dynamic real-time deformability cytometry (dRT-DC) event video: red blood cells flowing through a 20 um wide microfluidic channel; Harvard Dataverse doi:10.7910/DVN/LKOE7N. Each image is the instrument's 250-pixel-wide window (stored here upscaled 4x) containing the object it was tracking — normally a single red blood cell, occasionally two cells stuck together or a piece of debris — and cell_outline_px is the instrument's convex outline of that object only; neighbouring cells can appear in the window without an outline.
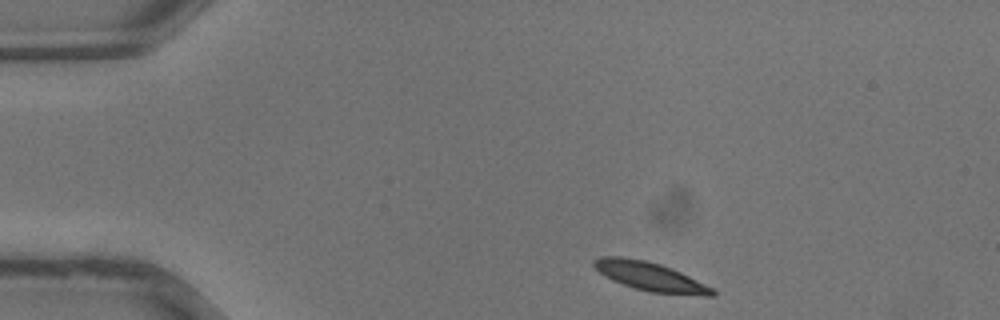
{"species": "common noctule bat (a hibernating species)", "species_latin": "Nyctalus noctula", "temperature_condition": "warm", "stored_images_in_passage": 31, "camera_frame_rate_fps": 3000, "um_per_image_px": 0.085, "animal": {"sex": "male", "body_mass_g": 13.3}, "frame": {"image": 1, "passage_image": 1, "time_ms": 0.0, "image_size_px": [1000, 320], "cell_outline_px": [[716, 292], [712, 296], [704, 296], [648, 292], [612, 280], [604, 276], [592, 264], [592, 260], [600, 256], [620, 256], [644, 260], [660, 264], [672, 268], [712, 288]], "centroid_in_image_um": [55.23, 23.5], "position_along_channel_um": 29.8, "area_um2": 19.71}}
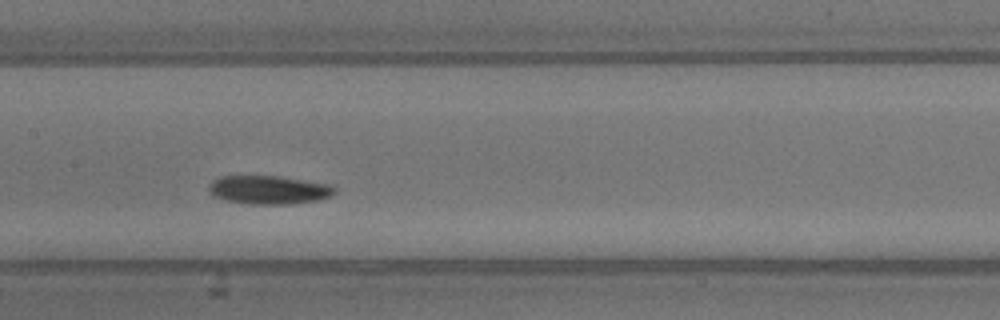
{"frame": {"image": 2, "passage_image": 13, "time_ms": 4.0, "image_size_px": [1000, 320], "cell_outline_px": [[336, 192], [332, 196], [320, 200], [292, 204], [252, 204], [228, 200], [216, 196], [208, 188], [212, 180], [220, 176], [280, 176], [332, 184], [336, 188]], "centroid_in_image_um": [22.95, 16.13], "position_along_channel_um": 184.5, "area_um2": 20.98}}
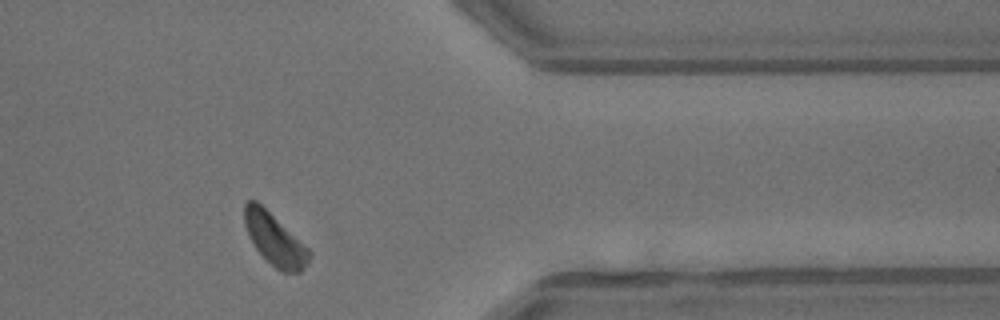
{"frame": {"image": 3, "passage_image": 25, "time_ms": 8.0, "image_size_px": [1000, 320], "cell_outline_px": [[312, 256], [308, 264], [300, 272], [284, 272], [276, 268], [256, 248], [244, 224], [244, 204], [248, 200], [256, 200], [308, 248], [312, 252]], "centroid_in_image_um": [23.37, 20.35], "position_along_channel_um": 388.0, "area_um2": 19.02}}